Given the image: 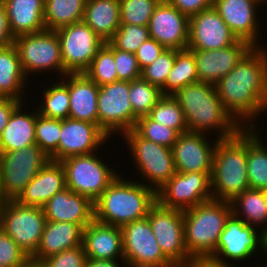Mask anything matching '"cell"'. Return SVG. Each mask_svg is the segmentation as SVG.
Returning a JSON list of instances; mask_svg holds the SVG:
<instances>
[{"instance_id": "cell-4", "label": "cell", "mask_w": 267, "mask_h": 267, "mask_svg": "<svg viewBox=\"0 0 267 267\" xmlns=\"http://www.w3.org/2000/svg\"><path fill=\"white\" fill-rule=\"evenodd\" d=\"M212 200L233 201L250 188L247 174V127L233 137L218 139L211 173Z\"/></svg>"}, {"instance_id": "cell-37", "label": "cell", "mask_w": 267, "mask_h": 267, "mask_svg": "<svg viewBox=\"0 0 267 267\" xmlns=\"http://www.w3.org/2000/svg\"><path fill=\"white\" fill-rule=\"evenodd\" d=\"M60 82L52 84L43 91L42 103L37 106L39 108L38 114L41 116L59 120L69 118V90L62 81Z\"/></svg>"}, {"instance_id": "cell-14", "label": "cell", "mask_w": 267, "mask_h": 267, "mask_svg": "<svg viewBox=\"0 0 267 267\" xmlns=\"http://www.w3.org/2000/svg\"><path fill=\"white\" fill-rule=\"evenodd\" d=\"M121 229L127 267H176L160 249L147 217Z\"/></svg>"}, {"instance_id": "cell-2", "label": "cell", "mask_w": 267, "mask_h": 267, "mask_svg": "<svg viewBox=\"0 0 267 267\" xmlns=\"http://www.w3.org/2000/svg\"><path fill=\"white\" fill-rule=\"evenodd\" d=\"M183 110L188 132L207 133L217 129L218 139H227L243 127L224 108L215 85L197 82L172 95Z\"/></svg>"}, {"instance_id": "cell-35", "label": "cell", "mask_w": 267, "mask_h": 267, "mask_svg": "<svg viewBox=\"0 0 267 267\" xmlns=\"http://www.w3.org/2000/svg\"><path fill=\"white\" fill-rule=\"evenodd\" d=\"M199 82L194 54L191 50L176 49L175 61L161 89L162 95H174L179 89Z\"/></svg>"}, {"instance_id": "cell-28", "label": "cell", "mask_w": 267, "mask_h": 267, "mask_svg": "<svg viewBox=\"0 0 267 267\" xmlns=\"http://www.w3.org/2000/svg\"><path fill=\"white\" fill-rule=\"evenodd\" d=\"M11 32L14 37L41 32L44 21L45 0H3Z\"/></svg>"}, {"instance_id": "cell-7", "label": "cell", "mask_w": 267, "mask_h": 267, "mask_svg": "<svg viewBox=\"0 0 267 267\" xmlns=\"http://www.w3.org/2000/svg\"><path fill=\"white\" fill-rule=\"evenodd\" d=\"M46 217L42 207L25 206L16 200L0 204V228L31 257L37 250Z\"/></svg>"}, {"instance_id": "cell-38", "label": "cell", "mask_w": 267, "mask_h": 267, "mask_svg": "<svg viewBox=\"0 0 267 267\" xmlns=\"http://www.w3.org/2000/svg\"><path fill=\"white\" fill-rule=\"evenodd\" d=\"M147 116L155 122L174 129L178 134L188 132L183 110L172 95H163Z\"/></svg>"}, {"instance_id": "cell-6", "label": "cell", "mask_w": 267, "mask_h": 267, "mask_svg": "<svg viewBox=\"0 0 267 267\" xmlns=\"http://www.w3.org/2000/svg\"><path fill=\"white\" fill-rule=\"evenodd\" d=\"M49 160L36 144L24 149L0 152L1 200H16Z\"/></svg>"}, {"instance_id": "cell-8", "label": "cell", "mask_w": 267, "mask_h": 267, "mask_svg": "<svg viewBox=\"0 0 267 267\" xmlns=\"http://www.w3.org/2000/svg\"><path fill=\"white\" fill-rule=\"evenodd\" d=\"M66 187L95 202L117 178L118 172L98 159L96 153L70 156L62 161Z\"/></svg>"}, {"instance_id": "cell-21", "label": "cell", "mask_w": 267, "mask_h": 267, "mask_svg": "<svg viewBox=\"0 0 267 267\" xmlns=\"http://www.w3.org/2000/svg\"><path fill=\"white\" fill-rule=\"evenodd\" d=\"M246 41L238 40L235 44L215 50L189 49L193 52L199 82L215 85L226 76L252 49Z\"/></svg>"}, {"instance_id": "cell-48", "label": "cell", "mask_w": 267, "mask_h": 267, "mask_svg": "<svg viewBox=\"0 0 267 267\" xmlns=\"http://www.w3.org/2000/svg\"><path fill=\"white\" fill-rule=\"evenodd\" d=\"M165 49L163 45L152 38L143 42L135 53L141 71L154 62Z\"/></svg>"}, {"instance_id": "cell-19", "label": "cell", "mask_w": 267, "mask_h": 267, "mask_svg": "<svg viewBox=\"0 0 267 267\" xmlns=\"http://www.w3.org/2000/svg\"><path fill=\"white\" fill-rule=\"evenodd\" d=\"M150 38L166 49H187L189 41V17L172 4L161 0L149 22Z\"/></svg>"}, {"instance_id": "cell-50", "label": "cell", "mask_w": 267, "mask_h": 267, "mask_svg": "<svg viewBox=\"0 0 267 267\" xmlns=\"http://www.w3.org/2000/svg\"><path fill=\"white\" fill-rule=\"evenodd\" d=\"M21 103L22 101L13 98L0 97V135L2 134L7 123L9 122V119L13 114L14 110Z\"/></svg>"}, {"instance_id": "cell-12", "label": "cell", "mask_w": 267, "mask_h": 267, "mask_svg": "<svg viewBox=\"0 0 267 267\" xmlns=\"http://www.w3.org/2000/svg\"><path fill=\"white\" fill-rule=\"evenodd\" d=\"M60 42L61 59L66 73H84L105 44L83 21L55 30Z\"/></svg>"}, {"instance_id": "cell-3", "label": "cell", "mask_w": 267, "mask_h": 267, "mask_svg": "<svg viewBox=\"0 0 267 267\" xmlns=\"http://www.w3.org/2000/svg\"><path fill=\"white\" fill-rule=\"evenodd\" d=\"M156 202V191L148 184L125 180L118 175L94 202L95 220L122 227L146 218Z\"/></svg>"}, {"instance_id": "cell-33", "label": "cell", "mask_w": 267, "mask_h": 267, "mask_svg": "<svg viewBox=\"0 0 267 267\" xmlns=\"http://www.w3.org/2000/svg\"><path fill=\"white\" fill-rule=\"evenodd\" d=\"M231 205L232 213L236 217L254 227L261 225L262 231L267 234V203L264 191L250 188L244 190L231 201Z\"/></svg>"}, {"instance_id": "cell-42", "label": "cell", "mask_w": 267, "mask_h": 267, "mask_svg": "<svg viewBox=\"0 0 267 267\" xmlns=\"http://www.w3.org/2000/svg\"><path fill=\"white\" fill-rule=\"evenodd\" d=\"M149 38L148 26L120 24L109 42L118 50L136 53L141 44Z\"/></svg>"}, {"instance_id": "cell-24", "label": "cell", "mask_w": 267, "mask_h": 267, "mask_svg": "<svg viewBox=\"0 0 267 267\" xmlns=\"http://www.w3.org/2000/svg\"><path fill=\"white\" fill-rule=\"evenodd\" d=\"M82 245L86 257L93 260L124 261L122 229L119 226L103 224L95 219L83 229ZM118 256V257H117Z\"/></svg>"}, {"instance_id": "cell-1", "label": "cell", "mask_w": 267, "mask_h": 267, "mask_svg": "<svg viewBox=\"0 0 267 267\" xmlns=\"http://www.w3.org/2000/svg\"><path fill=\"white\" fill-rule=\"evenodd\" d=\"M265 49L253 47L215 84L217 95L224 108L242 127L257 128L252 119L267 109V49L266 51ZM243 121L249 122L245 124Z\"/></svg>"}, {"instance_id": "cell-31", "label": "cell", "mask_w": 267, "mask_h": 267, "mask_svg": "<svg viewBox=\"0 0 267 267\" xmlns=\"http://www.w3.org/2000/svg\"><path fill=\"white\" fill-rule=\"evenodd\" d=\"M27 77L25 76L14 44L0 50V97L23 101Z\"/></svg>"}, {"instance_id": "cell-27", "label": "cell", "mask_w": 267, "mask_h": 267, "mask_svg": "<svg viewBox=\"0 0 267 267\" xmlns=\"http://www.w3.org/2000/svg\"><path fill=\"white\" fill-rule=\"evenodd\" d=\"M83 228L72 222L46 221L36 252L30 257L39 263L49 256L82 245Z\"/></svg>"}, {"instance_id": "cell-52", "label": "cell", "mask_w": 267, "mask_h": 267, "mask_svg": "<svg viewBox=\"0 0 267 267\" xmlns=\"http://www.w3.org/2000/svg\"><path fill=\"white\" fill-rule=\"evenodd\" d=\"M233 266L234 264L232 266L221 265L208 258H205V259H191L188 263H186L182 267H233Z\"/></svg>"}, {"instance_id": "cell-53", "label": "cell", "mask_w": 267, "mask_h": 267, "mask_svg": "<svg viewBox=\"0 0 267 267\" xmlns=\"http://www.w3.org/2000/svg\"><path fill=\"white\" fill-rule=\"evenodd\" d=\"M118 260H93L86 259L84 267H121Z\"/></svg>"}, {"instance_id": "cell-36", "label": "cell", "mask_w": 267, "mask_h": 267, "mask_svg": "<svg viewBox=\"0 0 267 267\" xmlns=\"http://www.w3.org/2000/svg\"><path fill=\"white\" fill-rule=\"evenodd\" d=\"M162 96L158 87L142 77L130 81L129 99L133 110V129L137 119L147 116Z\"/></svg>"}, {"instance_id": "cell-29", "label": "cell", "mask_w": 267, "mask_h": 267, "mask_svg": "<svg viewBox=\"0 0 267 267\" xmlns=\"http://www.w3.org/2000/svg\"><path fill=\"white\" fill-rule=\"evenodd\" d=\"M21 103L11 115L9 122L0 135V152H9L36 144L35 123L38 114L37 109L34 113H23ZM22 109V110H21Z\"/></svg>"}, {"instance_id": "cell-17", "label": "cell", "mask_w": 267, "mask_h": 267, "mask_svg": "<svg viewBox=\"0 0 267 267\" xmlns=\"http://www.w3.org/2000/svg\"><path fill=\"white\" fill-rule=\"evenodd\" d=\"M237 41L238 38L214 7L189 18L188 49L215 50L233 45Z\"/></svg>"}, {"instance_id": "cell-43", "label": "cell", "mask_w": 267, "mask_h": 267, "mask_svg": "<svg viewBox=\"0 0 267 267\" xmlns=\"http://www.w3.org/2000/svg\"><path fill=\"white\" fill-rule=\"evenodd\" d=\"M134 130L144 139L172 148L179 134L148 116L137 119Z\"/></svg>"}, {"instance_id": "cell-54", "label": "cell", "mask_w": 267, "mask_h": 267, "mask_svg": "<svg viewBox=\"0 0 267 267\" xmlns=\"http://www.w3.org/2000/svg\"><path fill=\"white\" fill-rule=\"evenodd\" d=\"M24 267H41L38 263H34L32 261H30L27 265H25Z\"/></svg>"}, {"instance_id": "cell-39", "label": "cell", "mask_w": 267, "mask_h": 267, "mask_svg": "<svg viewBox=\"0 0 267 267\" xmlns=\"http://www.w3.org/2000/svg\"><path fill=\"white\" fill-rule=\"evenodd\" d=\"M84 73L98 86L118 81L114 61V46L110 42H105Z\"/></svg>"}, {"instance_id": "cell-51", "label": "cell", "mask_w": 267, "mask_h": 267, "mask_svg": "<svg viewBox=\"0 0 267 267\" xmlns=\"http://www.w3.org/2000/svg\"><path fill=\"white\" fill-rule=\"evenodd\" d=\"M15 37L13 36L6 9L3 5L0 6V50L14 44Z\"/></svg>"}, {"instance_id": "cell-49", "label": "cell", "mask_w": 267, "mask_h": 267, "mask_svg": "<svg viewBox=\"0 0 267 267\" xmlns=\"http://www.w3.org/2000/svg\"><path fill=\"white\" fill-rule=\"evenodd\" d=\"M189 18L202 10L213 7L214 0H164Z\"/></svg>"}, {"instance_id": "cell-34", "label": "cell", "mask_w": 267, "mask_h": 267, "mask_svg": "<svg viewBox=\"0 0 267 267\" xmlns=\"http://www.w3.org/2000/svg\"><path fill=\"white\" fill-rule=\"evenodd\" d=\"M86 0H45L44 21L47 30L83 20Z\"/></svg>"}, {"instance_id": "cell-13", "label": "cell", "mask_w": 267, "mask_h": 267, "mask_svg": "<svg viewBox=\"0 0 267 267\" xmlns=\"http://www.w3.org/2000/svg\"><path fill=\"white\" fill-rule=\"evenodd\" d=\"M147 218L160 249L176 267H182L193 259L185 247L183 211L156 202Z\"/></svg>"}, {"instance_id": "cell-41", "label": "cell", "mask_w": 267, "mask_h": 267, "mask_svg": "<svg viewBox=\"0 0 267 267\" xmlns=\"http://www.w3.org/2000/svg\"><path fill=\"white\" fill-rule=\"evenodd\" d=\"M161 0H119L120 24L148 26Z\"/></svg>"}, {"instance_id": "cell-30", "label": "cell", "mask_w": 267, "mask_h": 267, "mask_svg": "<svg viewBox=\"0 0 267 267\" xmlns=\"http://www.w3.org/2000/svg\"><path fill=\"white\" fill-rule=\"evenodd\" d=\"M82 21L109 42L120 26L119 0H86Z\"/></svg>"}, {"instance_id": "cell-11", "label": "cell", "mask_w": 267, "mask_h": 267, "mask_svg": "<svg viewBox=\"0 0 267 267\" xmlns=\"http://www.w3.org/2000/svg\"><path fill=\"white\" fill-rule=\"evenodd\" d=\"M258 247L267 255V234L261 229L258 232L256 227L246 224L232 213L226 220L216 250L208 259L231 266L228 260L244 261L253 256Z\"/></svg>"}, {"instance_id": "cell-9", "label": "cell", "mask_w": 267, "mask_h": 267, "mask_svg": "<svg viewBox=\"0 0 267 267\" xmlns=\"http://www.w3.org/2000/svg\"><path fill=\"white\" fill-rule=\"evenodd\" d=\"M122 137L129 146L138 172L149 182V187L157 191L176 173L171 148L142 138L134 129Z\"/></svg>"}, {"instance_id": "cell-10", "label": "cell", "mask_w": 267, "mask_h": 267, "mask_svg": "<svg viewBox=\"0 0 267 267\" xmlns=\"http://www.w3.org/2000/svg\"><path fill=\"white\" fill-rule=\"evenodd\" d=\"M16 46L25 76L31 73L57 71L62 77L67 73L61 59L59 37L55 30H43L37 33L15 37ZM47 70V71H46Z\"/></svg>"}, {"instance_id": "cell-32", "label": "cell", "mask_w": 267, "mask_h": 267, "mask_svg": "<svg viewBox=\"0 0 267 267\" xmlns=\"http://www.w3.org/2000/svg\"><path fill=\"white\" fill-rule=\"evenodd\" d=\"M254 127H247V174L250 189L267 190V146Z\"/></svg>"}, {"instance_id": "cell-55", "label": "cell", "mask_w": 267, "mask_h": 267, "mask_svg": "<svg viewBox=\"0 0 267 267\" xmlns=\"http://www.w3.org/2000/svg\"><path fill=\"white\" fill-rule=\"evenodd\" d=\"M264 195H265V199H266V203H267V190L264 191Z\"/></svg>"}, {"instance_id": "cell-46", "label": "cell", "mask_w": 267, "mask_h": 267, "mask_svg": "<svg viewBox=\"0 0 267 267\" xmlns=\"http://www.w3.org/2000/svg\"><path fill=\"white\" fill-rule=\"evenodd\" d=\"M86 259L84 247L79 245L49 256L38 264L41 267H84Z\"/></svg>"}, {"instance_id": "cell-5", "label": "cell", "mask_w": 267, "mask_h": 267, "mask_svg": "<svg viewBox=\"0 0 267 267\" xmlns=\"http://www.w3.org/2000/svg\"><path fill=\"white\" fill-rule=\"evenodd\" d=\"M231 214V202L219 200L183 211L185 247L193 259L209 258L214 253Z\"/></svg>"}, {"instance_id": "cell-18", "label": "cell", "mask_w": 267, "mask_h": 267, "mask_svg": "<svg viewBox=\"0 0 267 267\" xmlns=\"http://www.w3.org/2000/svg\"><path fill=\"white\" fill-rule=\"evenodd\" d=\"M205 133L186 132L179 134L172 146V155L176 172L206 173L211 177L216 138L213 144Z\"/></svg>"}, {"instance_id": "cell-26", "label": "cell", "mask_w": 267, "mask_h": 267, "mask_svg": "<svg viewBox=\"0 0 267 267\" xmlns=\"http://www.w3.org/2000/svg\"><path fill=\"white\" fill-rule=\"evenodd\" d=\"M66 188L65 172L60 161L49 160L26 185L16 201L25 206L43 207L56 193Z\"/></svg>"}, {"instance_id": "cell-47", "label": "cell", "mask_w": 267, "mask_h": 267, "mask_svg": "<svg viewBox=\"0 0 267 267\" xmlns=\"http://www.w3.org/2000/svg\"><path fill=\"white\" fill-rule=\"evenodd\" d=\"M114 61L118 80L130 82L141 77V69L135 53L118 50L114 47Z\"/></svg>"}, {"instance_id": "cell-22", "label": "cell", "mask_w": 267, "mask_h": 267, "mask_svg": "<svg viewBox=\"0 0 267 267\" xmlns=\"http://www.w3.org/2000/svg\"><path fill=\"white\" fill-rule=\"evenodd\" d=\"M258 0H214L213 7L238 40L258 47Z\"/></svg>"}, {"instance_id": "cell-20", "label": "cell", "mask_w": 267, "mask_h": 267, "mask_svg": "<svg viewBox=\"0 0 267 267\" xmlns=\"http://www.w3.org/2000/svg\"><path fill=\"white\" fill-rule=\"evenodd\" d=\"M109 138L97 124L71 118L61 120L58 161L70 156L94 153Z\"/></svg>"}, {"instance_id": "cell-23", "label": "cell", "mask_w": 267, "mask_h": 267, "mask_svg": "<svg viewBox=\"0 0 267 267\" xmlns=\"http://www.w3.org/2000/svg\"><path fill=\"white\" fill-rule=\"evenodd\" d=\"M42 208L47 221L72 222L83 229L95 219L94 202L67 187L50 198Z\"/></svg>"}, {"instance_id": "cell-44", "label": "cell", "mask_w": 267, "mask_h": 267, "mask_svg": "<svg viewBox=\"0 0 267 267\" xmlns=\"http://www.w3.org/2000/svg\"><path fill=\"white\" fill-rule=\"evenodd\" d=\"M175 56L176 49H165L154 62L141 71V77L161 90L174 65Z\"/></svg>"}, {"instance_id": "cell-56", "label": "cell", "mask_w": 267, "mask_h": 267, "mask_svg": "<svg viewBox=\"0 0 267 267\" xmlns=\"http://www.w3.org/2000/svg\"><path fill=\"white\" fill-rule=\"evenodd\" d=\"M258 1L261 2V3H262V2L264 3V1H267V0H258Z\"/></svg>"}, {"instance_id": "cell-45", "label": "cell", "mask_w": 267, "mask_h": 267, "mask_svg": "<svg viewBox=\"0 0 267 267\" xmlns=\"http://www.w3.org/2000/svg\"><path fill=\"white\" fill-rule=\"evenodd\" d=\"M30 261L26 252L0 228V264L3 267H24Z\"/></svg>"}, {"instance_id": "cell-15", "label": "cell", "mask_w": 267, "mask_h": 267, "mask_svg": "<svg viewBox=\"0 0 267 267\" xmlns=\"http://www.w3.org/2000/svg\"><path fill=\"white\" fill-rule=\"evenodd\" d=\"M156 198L163 207L185 211L212 200L211 177L200 172H176L156 191Z\"/></svg>"}, {"instance_id": "cell-16", "label": "cell", "mask_w": 267, "mask_h": 267, "mask_svg": "<svg viewBox=\"0 0 267 267\" xmlns=\"http://www.w3.org/2000/svg\"><path fill=\"white\" fill-rule=\"evenodd\" d=\"M129 90V81L118 80L99 86L98 126L109 137L115 132L123 135L133 129V110Z\"/></svg>"}, {"instance_id": "cell-40", "label": "cell", "mask_w": 267, "mask_h": 267, "mask_svg": "<svg viewBox=\"0 0 267 267\" xmlns=\"http://www.w3.org/2000/svg\"><path fill=\"white\" fill-rule=\"evenodd\" d=\"M60 132L61 120L37 114L35 123L36 145L53 161H58Z\"/></svg>"}, {"instance_id": "cell-25", "label": "cell", "mask_w": 267, "mask_h": 267, "mask_svg": "<svg viewBox=\"0 0 267 267\" xmlns=\"http://www.w3.org/2000/svg\"><path fill=\"white\" fill-rule=\"evenodd\" d=\"M61 78L69 90V118L98 125L99 86L85 73H67Z\"/></svg>"}]
</instances>
